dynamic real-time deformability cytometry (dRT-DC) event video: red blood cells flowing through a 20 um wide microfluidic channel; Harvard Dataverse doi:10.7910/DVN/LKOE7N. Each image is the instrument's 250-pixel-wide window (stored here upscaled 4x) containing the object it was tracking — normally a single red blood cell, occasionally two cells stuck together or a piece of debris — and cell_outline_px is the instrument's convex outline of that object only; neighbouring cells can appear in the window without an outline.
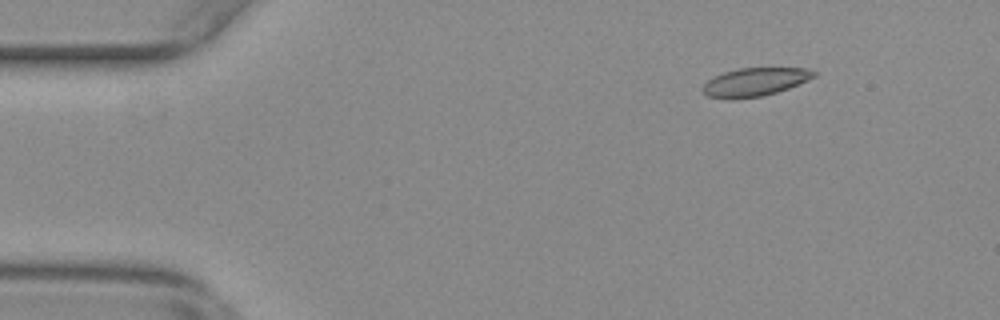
{"species": "common noctule bat (a hibernating species)", "species_latin": "Nyctalus noctula", "temperature_condition": "warm", "stored_images_in_passage": 50, "camera_frame_rate_fps": 3000, "um_per_image_px": 0.085, "animal": {"sex": "female", "body_mass_g": 29.2, "forearm_length_mm": 56.3}, "frame": {"image": 1, "passage_image": 1, "time_ms": 0.0, "image_size_px": [1000, 320], "cell_outline_px": [[816, 76], [808, 80], [788, 88], [764, 96], [732, 100], [708, 96], [700, 88], [708, 80], [724, 72], [740, 68], [808, 68], [816, 72]], "centroid_in_image_um": [64.16, 6.98], "position_along_channel_um": 20.8, "area_um2": 18.38}}
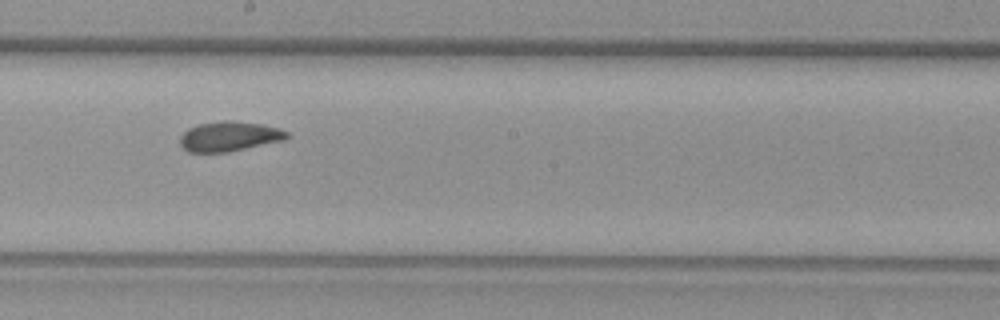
{"frame": {"image": 2, "passage_image": 25, "time_ms": 8.0, "image_size_px": [1000, 320], "cell_outline_px": [[288, 136], [284, 140], [228, 152], [188, 152], [180, 144], [180, 136], [188, 128], [200, 124], [228, 120], [260, 124], [280, 128], [288, 132]], "centroid_in_image_um": [19.49, 11.6], "position_along_channel_um": 228.7, "area_um2": 18.38}}
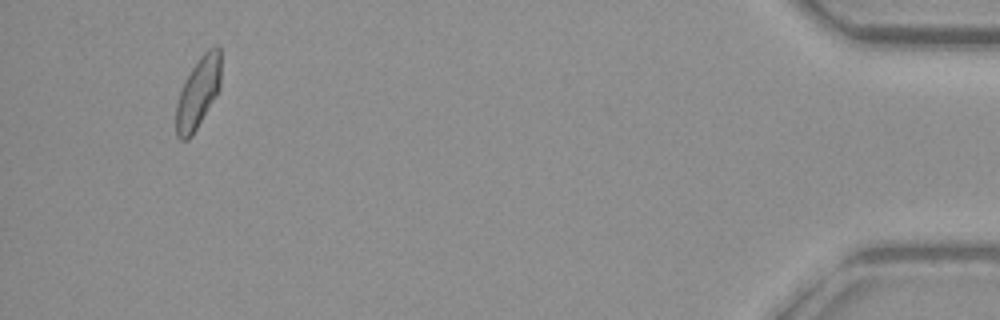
{"frame": {"image": 3, "passage_image": 47, "time_ms": 15.333, "image_size_px": [1000, 320], "cell_outline_px": [[220, 88], [216, 96], [192, 136], [188, 140], [180, 140], [176, 136], [176, 104], [180, 92], [192, 68], [200, 56], [208, 48], [220, 48]], "centroid_in_image_um": [16.83, 7.93], "position_along_channel_um": 418.4, "area_um2": 18.32}, "authors_computed_cell_mechanics": {"area_um2": 18.5249, "velocity_mm_per_s": 3.6744, "shape_relaxation_time_tau1_ms": 9.6365, "shape_relaxation_time_tau2_ms": 1.7963, "deformation_change_tau1": 0.1826, "deformation_change_tau2": 0.0585}}